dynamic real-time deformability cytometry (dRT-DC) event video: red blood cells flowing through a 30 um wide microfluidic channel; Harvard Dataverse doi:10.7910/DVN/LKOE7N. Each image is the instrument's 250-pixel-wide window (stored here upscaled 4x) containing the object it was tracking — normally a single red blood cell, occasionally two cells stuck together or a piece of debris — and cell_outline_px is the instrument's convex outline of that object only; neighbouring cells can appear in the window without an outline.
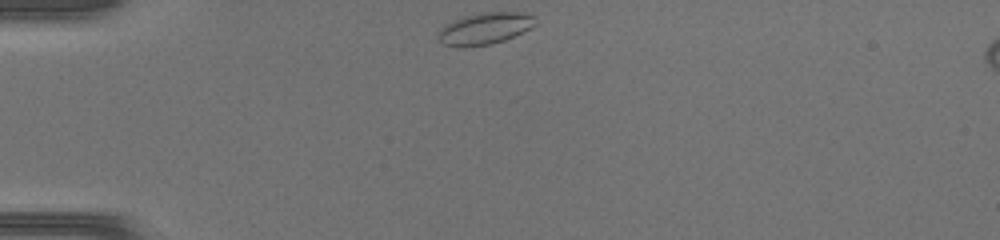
{"species": "common noctule bat (a hibernating species)", "species_latin": "Nyctalus noctula", "temperature_condition": "warm", "stored_images_in_passage": 36, "camera_frame_rate_fps": 3000, "um_per_image_px": 0.085, "animal": {"sex": "female", "body_mass_g": 17.0, "forearm_length_mm": 48.0}, "frame": {"image": 1, "passage_image": 1, "time_ms": 0.0, "image_size_px": [1000, 240], "cell_outline_px": [[536, 24], [532, 28], [504, 40], [492, 44], [464, 48], [460, 48], [444, 44], [436, 36], [436, 32], [444, 24], [460, 16], [480, 12], [528, 12], [536, 16]], "centroid_in_image_um": [41.19, 2.41], "position_along_channel_um": 43.8, "area_um2": 18.67}}
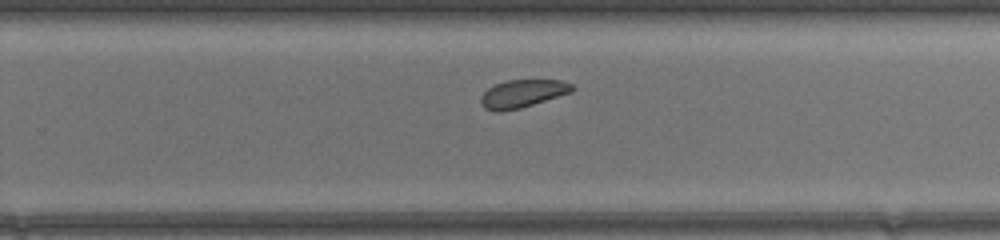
{"frame": {"image": 2, "passage_image": 20, "time_ms": 6.333, "image_size_px": [1000, 240], "cell_outline_px": [[576, 88], [572, 92], [520, 108], [504, 112], [496, 112], [484, 108], [480, 100], [480, 96], [488, 88], [496, 84], [508, 80], [560, 80], [572, 84]], "centroid_in_image_um": [44.41, 7.96], "position_along_channel_um": 285.4, "area_um2": 14.85}}
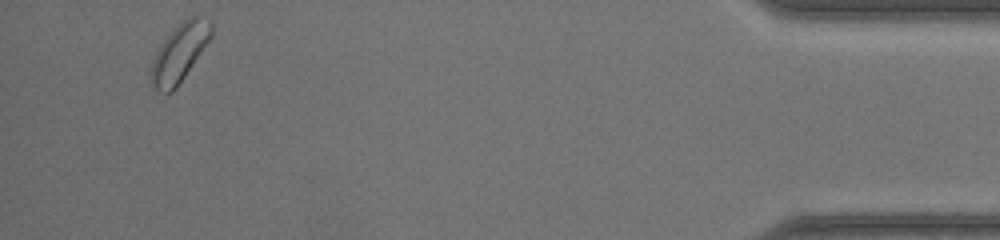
{"frame": {"image": 3, "passage_image": 34, "time_ms": 11.0, "image_size_px": [1000, 240], "cell_outline_px": [[212, 36], [176, 88], [172, 92], [160, 92], [152, 84], [152, 60], [156, 52], [164, 40], [188, 16], [196, 16], [212, 20]], "centroid_in_image_um": [15.29, 4.46], "position_along_channel_um": 419.9, "area_um2": 19.65}}